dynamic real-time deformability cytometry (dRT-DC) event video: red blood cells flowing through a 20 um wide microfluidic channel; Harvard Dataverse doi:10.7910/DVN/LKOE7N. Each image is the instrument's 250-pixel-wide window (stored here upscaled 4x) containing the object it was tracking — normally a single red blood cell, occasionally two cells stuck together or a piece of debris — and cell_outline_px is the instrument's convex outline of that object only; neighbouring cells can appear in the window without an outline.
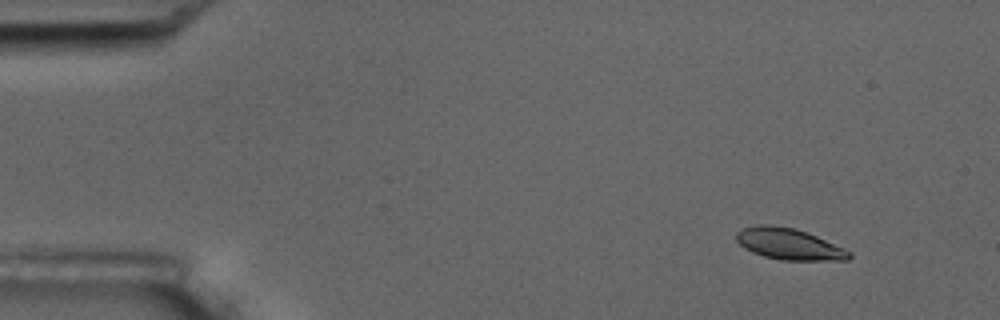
{"species": "common noctule bat (a hibernating species)", "species_latin": "Nyctalus noctula", "temperature_condition": "room temperature", "stored_images_in_passage": 6, "camera_frame_rate_fps": 3000, "um_per_image_px": 0.085, "animal": {"sex": "male", "body_mass_g": 17.5, "forearm_length_mm": 52.3}, "frame": {"image": 1, "passage_image": 2, "time_ms": 1.333, "image_size_px": [1000, 320], "cell_outline_px": [[852, 256], [848, 260], [780, 260], [764, 256], [752, 252], [744, 248], [736, 240], [736, 232], [740, 228], [760, 224], [768, 224], [796, 228], [816, 236], [844, 248], [852, 252]], "centroid_in_image_um": [67.04, 20.73], "position_along_channel_um": 18.0, "area_um2": 20.69}}
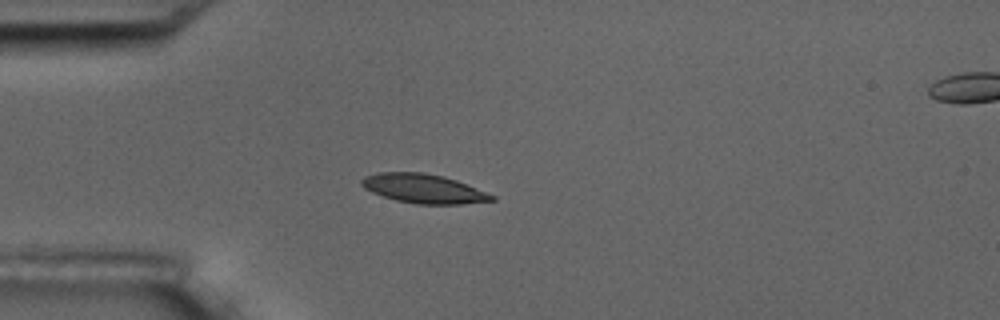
{"frame": {"image": 2, "passage_image": 5, "time_ms": 4.667, "image_size_px": [1000, 320], "cell_outline_px": [[496, 200], [460, 204], [416, 204], [396, 200], [372, 192], [364, 188], [360, 184], [360, 180], [364, 176], [376, 172], [424, 172], [444, 176], [456, 180], [496, 196]], "centroid_in_image_um": [35.98, 16.02], "position_along_channel_um": 49.0, "area_um2": 22.14}}